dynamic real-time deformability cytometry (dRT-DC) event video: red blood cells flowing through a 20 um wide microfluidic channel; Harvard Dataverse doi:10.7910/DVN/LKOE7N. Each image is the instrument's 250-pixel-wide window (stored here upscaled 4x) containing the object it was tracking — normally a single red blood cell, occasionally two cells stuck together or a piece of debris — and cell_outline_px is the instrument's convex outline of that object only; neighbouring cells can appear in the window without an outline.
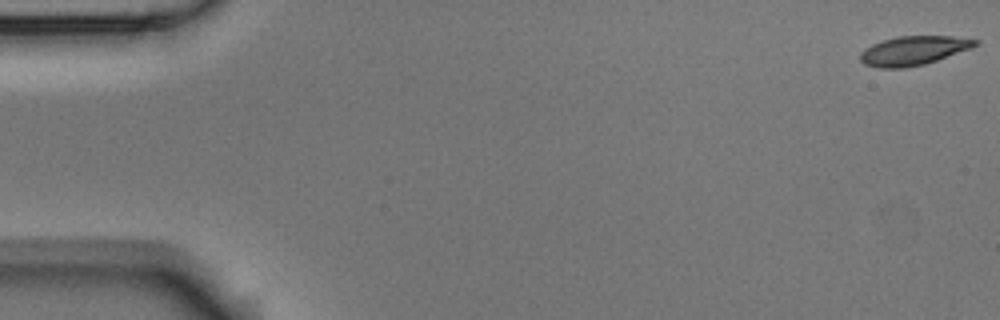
{"species": "Egyptian fruit bat (a non-hibernating species)", "species_latin": "Rousettus aegyptiacus", "temperature_condition": "room temperature", "stored_images_in_passage": 5, "camera_frame_rate_fps": 3000, "um_per_image_px": 0.085, "animal": {"sex": "male"}, "frame": {"image": 1, "passage_image": 1, "time_ms": 0.0, "image_size_px": [1000, 320], "cell_outline_px": [[980, 44], [972, 48], [924, 64], [904, 68], [880, 68], [864, 64], [860, 60], [860, 52], [864, 48], [872, 44], [896, 36], [952, 36], [980, 40]], "centroid_in_image_um": [77.65, 4.29], "position_along_channel_um": 7.4, "area_um2": 19.54}}
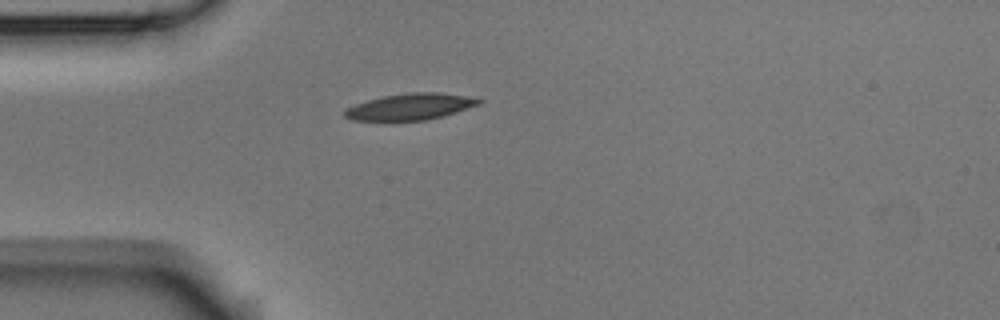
{"frame": {"image": 2, "passage_image": 5, "time_ms": 1.333, "image_size_px": [1000, 320], "cell_outline_px": [[484, 100], [480, 104], [444, 116], [424, 120], [352, 120], [344, 116], [344, 108], [368, 100], [384, 96], [408, 92], [436, 92], [464, 96]], "centroid_in_image_um": [34.86, 9.06], "position_along_channel_um": 50.1, "area_um2": 20.4}}